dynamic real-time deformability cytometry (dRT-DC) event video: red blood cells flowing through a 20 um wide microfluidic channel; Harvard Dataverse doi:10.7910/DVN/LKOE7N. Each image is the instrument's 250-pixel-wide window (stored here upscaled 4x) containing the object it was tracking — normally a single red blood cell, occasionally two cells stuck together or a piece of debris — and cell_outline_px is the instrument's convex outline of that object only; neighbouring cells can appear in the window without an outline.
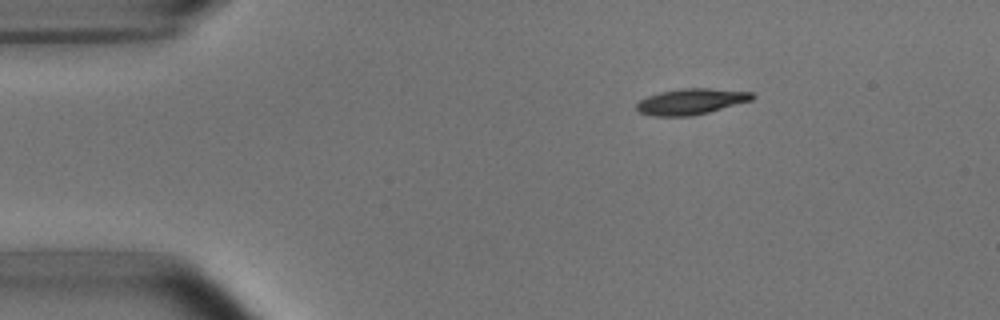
{"species": "common noctule bat (a hibernating species)", "species_latin": "Nyctalus noctula", "temperature_condition": "room temperature", "stored_images_in_passage": 3, "camera_frame_rate_fps": 3000, "um_per_image_px": 0.085, "animal": {"sex": "male", "body_mass_g": 15.6}, "frame": {"image": 1, "passage_image": 1, "time_ms": 0.0, "image_size_px": [1000, 320], "cell_outline_px": [[756, 96], [752, 100], [708, 112], [692, 116], [652, 116], [640, 112], [636, 108], [636, 104], [640, 100], [648, 96], [660, 92], [680, 88], [708, 88], [752, 92]], "centroid_in_image_um": [58.74, 8.63], "position_along_channel_um": 26.3, "area_um2": 17.4}}
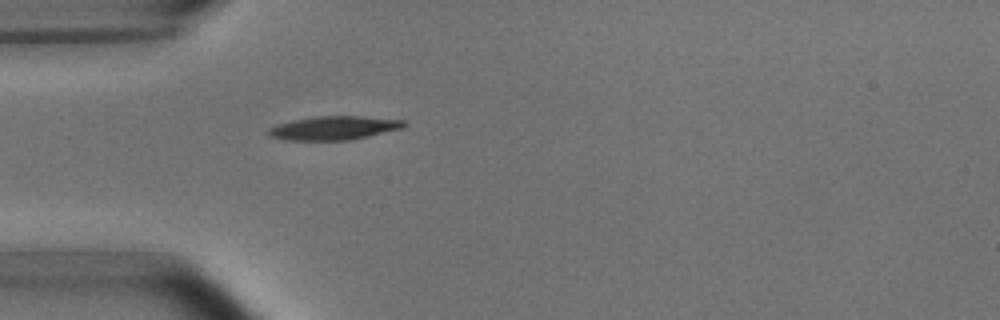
{"frame": {"image": 2, "passage_image": 3, "time_ms": 2.333, "image_size_px": [1000, 320], "cell_outline_px": [[408, 124], [404, 128], [368, 136], [348, 140], [284, 140], [268, 136], [268, 128], [292, 120], [316, 116], [360, 116], [404, 120]], "centroid_in_image_um": [28.4, 10.88], "position_along_channel_um": 56.6, "area_um2": 18.73}}